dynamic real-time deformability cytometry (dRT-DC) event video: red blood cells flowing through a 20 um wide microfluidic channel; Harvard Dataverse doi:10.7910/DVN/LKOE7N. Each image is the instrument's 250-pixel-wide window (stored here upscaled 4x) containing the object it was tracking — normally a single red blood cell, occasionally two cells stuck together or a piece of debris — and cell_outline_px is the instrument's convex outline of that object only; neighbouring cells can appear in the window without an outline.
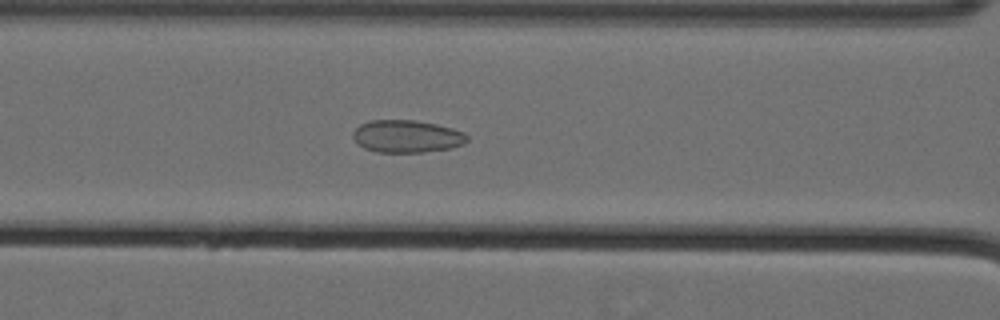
{"species": "Egyptian fruit bat (a non-hibernating species)", "species_latin": "Rousettus aegyptiacus", "temperature_condition": "cold", "stored_images_in_passage": 56, "camera_frame_rate_fps": 3000, "um_per_image_px": 0.085, "animal": {"sex": "female"}, "frame": {"image": 1, "passage_image": 24, "time_ms": 7.667, "image_size_px": [1000, 320], "cell_outline_px": [[468, 140], [464, 144], [452, 148], [424, 152], [376, 152], [364, 148], [352, 136], [352, 132], [360, 124], [368, 120], [412, 120], [436, 124], [452, 128], [464, 132], [468, 136]], "centroid_in_image_um": [34.59, 11.59], "position_along_channel_um": 132.0, "area_um2": 21.68}}
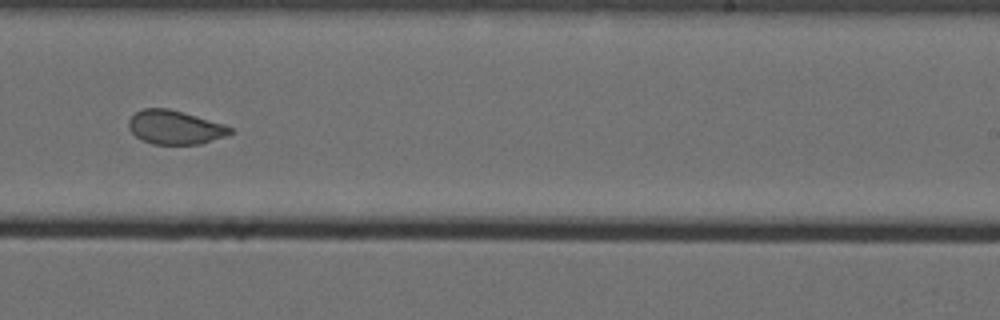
{"frame": {"image": 2, "passage_image": 36, "time_ms": 11.667, "image_size_px": [1000, 320], "cell_outline_px": [[236, 132], [228, 136], [200, 144], [152, 144], [140, 140], [128, 128], [128, 120], [136, 112], [144, 108], [168, 108], [184, 112], [224, 124], [232, 128]], "centroid_in_image_um": [14.9, 10.83], "position_along_channel_um": 274.1, "area_um2": 20.29}}
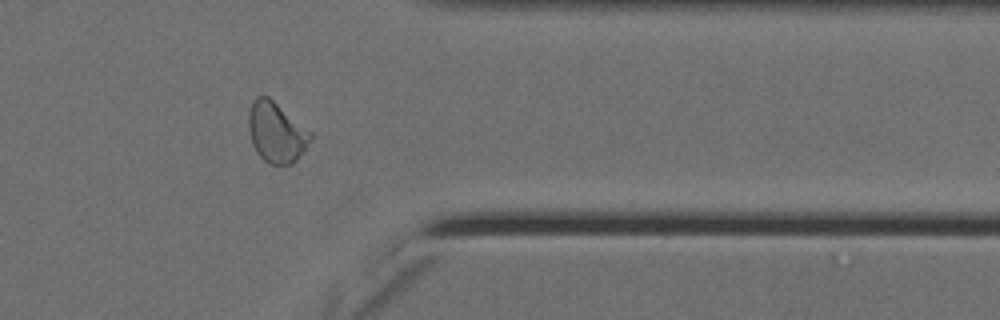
{"frame": {"image": 3, "passage_image": 46, "time_ms": 15.0, "image_size_px": [1000, 320], "cell_outline_px": [[312, 140], [296, 160], [292, 164], [268, 164], [256, 152], [252, 144], [248, 128], [248, 112], [252, 100], [256, 96], [268, 96], [312, 132]], "centroid_in_image_um": [23.47, 11.24], "position_along_channel_um": 387.9, "area_um2": 21.91}}